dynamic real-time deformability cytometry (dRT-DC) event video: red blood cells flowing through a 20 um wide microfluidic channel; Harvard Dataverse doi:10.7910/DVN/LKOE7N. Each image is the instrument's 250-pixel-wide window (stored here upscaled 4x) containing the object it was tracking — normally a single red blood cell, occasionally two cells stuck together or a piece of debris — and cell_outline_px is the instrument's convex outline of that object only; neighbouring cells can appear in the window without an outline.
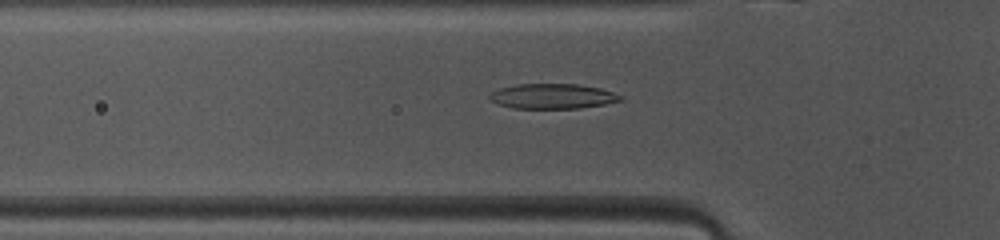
{"species": "common noctule bat (a hibernating species)", "species_latin": "Nyctalus noctula", "temperature_condition": "warm", "stored_images_in_passage": 41, "camera_frame_rate_fps": 3000, "um_per_image_px": 0.085, "animal": {"sex": "female", "body_mass_g": 10.0, "forearm_length_mm": 53.1}, "frame": {"image": 1, "passage_image": 9, "time_ms": 2.667, "image_size_px": [1000, 240], "cell_outline_px": [[624, 100], [604, 104], [580, 108], [512, 108], [500, 104], [492, 100], [488, 96], [492, 92], [500, 88], [516, 84], [576, 84], [600, 88], [624, 96]], "centroid_in_image_um": [47.0, 8.18], "position_along_channel_um": 78.8, "area_um2": 18.96}}
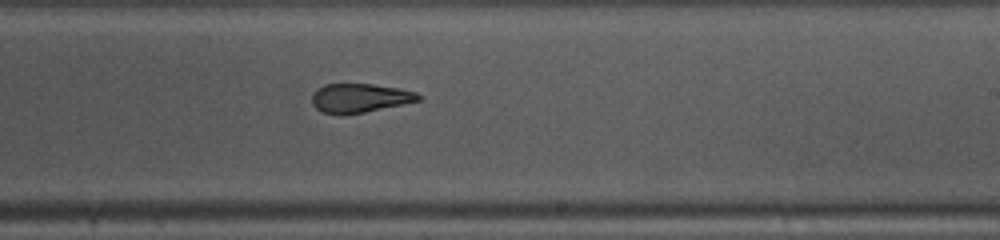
{"frame": {"image": 2, "passage_image": 22, "time_ms": 7.0, "image_size_px": [1000, 240], "cell_outline_px": [[420, 100], [404, 104], [364, 112], [324, 112], [316, 108], [312, 104], [312, 92], [316, 88], [324, 84], [372, 84], [400, 88], [416, 92], [420, 96]], "centroid_in_image_um": [30.59, 8.29], "position_along_channel_um": 258.4, "area_um2": 17.57}}
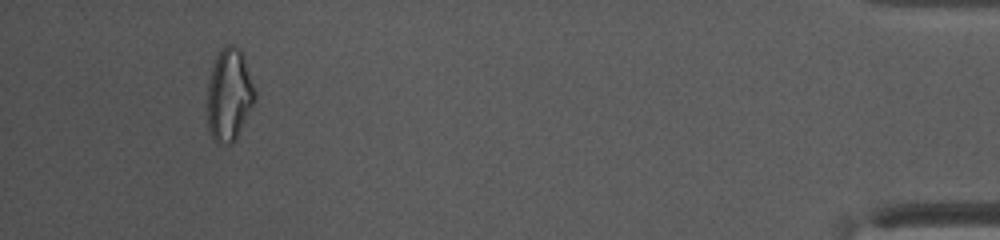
{"frame": {"image": 3, "passage_image": 39, "time_ms": 12.667, "image_size_px": [1000, 240], "cell_outline_px": [[256, 100], [236, 140], [232, 144], [216, 144], [212, 140], [208, 128], [208, 84], [212, 64], [216, 56], [224, 44], [232, 44], [240, 48], [244, 56], [256, 88]], "centroid_in_image_um": [19.5, 8.07], "position_along_channel_um": 415.7, "area_um2": 26.36}, "authors_computed_cell_mechanics": {"area_um2": 18.9006, "velocity_mm_per_s": 4.1093, "shape_relaxation_time_tau1_ms": 6.3492, "shape_relaxation_time_tau2_ms": 2.0989, "deformation_change_tau1": 0.1923, "deformation_change_tau2": 0.1024}}